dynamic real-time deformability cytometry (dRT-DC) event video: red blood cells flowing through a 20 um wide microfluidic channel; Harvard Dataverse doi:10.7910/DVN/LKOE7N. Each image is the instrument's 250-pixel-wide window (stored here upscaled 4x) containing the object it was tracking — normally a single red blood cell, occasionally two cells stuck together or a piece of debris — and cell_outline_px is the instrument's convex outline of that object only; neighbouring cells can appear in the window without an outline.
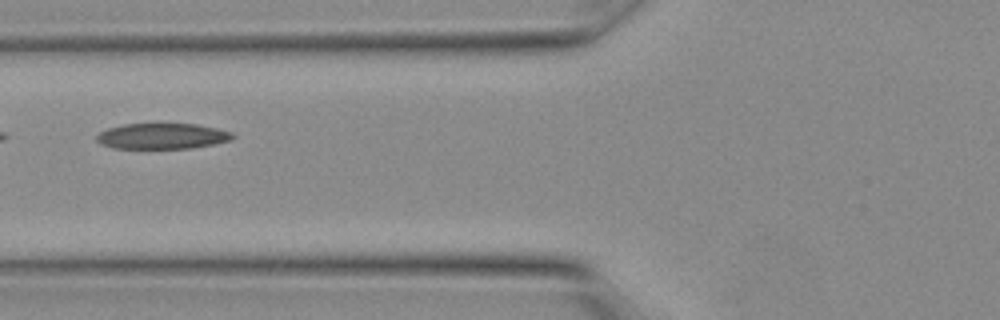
{"species": "Egyptian fruit bat (a non-hibernating species)", "species_latin": "Rousettus aegyptiacus", "temperature_condition": "warm", "stored_images_in_passage": 12, "camera_frame_rate_fps": 3000, "um_per_image_px": 0.085, "animal": {"sex": "female"}, "frame": {"image": 1, "passage_image": 4, "time_ms": 1.0, "image_size_px": [1000, 320], "cell_outline_px": [[236, 136], [232, 140], [192, 148], [112, 148], [100, 144], [96, 140], [96, 136], [100, 132], [108, 128], [124, 124], [196, 124], [216, 128], [232, 132]], "centroid_in_image_um": [13.79, 11.57], "position_along_channel_um": 112.0, "area_um2": 20.35}}
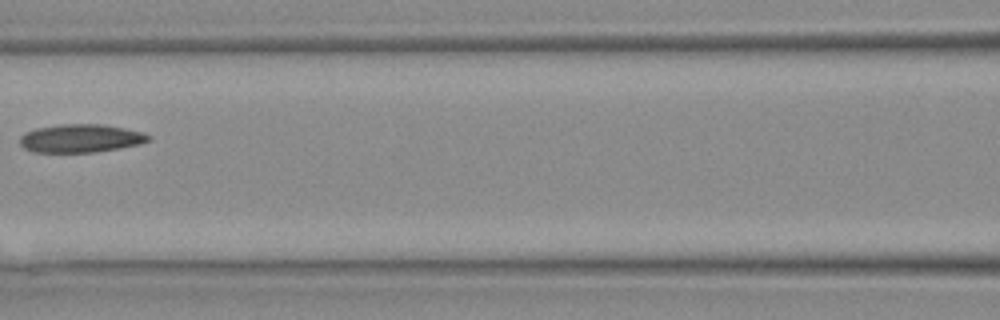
{"frame": {"image": 2, "passage_image": 6, "time_ms": 1.667, "image_size_px": [1000, 320], "cell_outline_px": [[152, 140], [140, 144], [120, 148], [92, 152], [36, 152], [24, 148], [20, 144], [20, 136], [36, 128], [64, 124], [100, 124], [124, 128], [140, 132], [152, 136]], "centroid_in_image_um": [6.89, 11.76], "position_along_channel_um": 159.7, "area_um2": 20.98}}
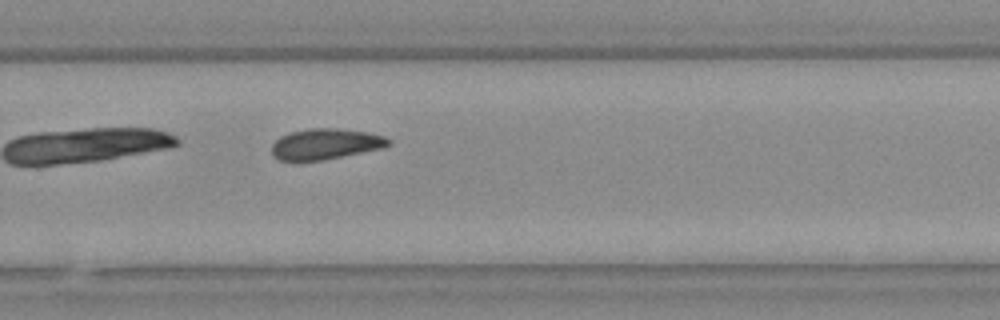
{"frame": {"image": 3, "passage_image": 12, "time_ms": 3.667, "image_size_px": [1000, 320], "cell_outline_px": [[392, 144], [384, 148], [324, 160], [280, 160], [272, 156], [272, 144], [280, 136], [292, 132], [308, 128], [336, 128], [368, 132], [384, 136]], "centroid_in_image_um": [27.68, 12.24], "position_along_channel_um": 302.1, "area_um2": 20.92}}